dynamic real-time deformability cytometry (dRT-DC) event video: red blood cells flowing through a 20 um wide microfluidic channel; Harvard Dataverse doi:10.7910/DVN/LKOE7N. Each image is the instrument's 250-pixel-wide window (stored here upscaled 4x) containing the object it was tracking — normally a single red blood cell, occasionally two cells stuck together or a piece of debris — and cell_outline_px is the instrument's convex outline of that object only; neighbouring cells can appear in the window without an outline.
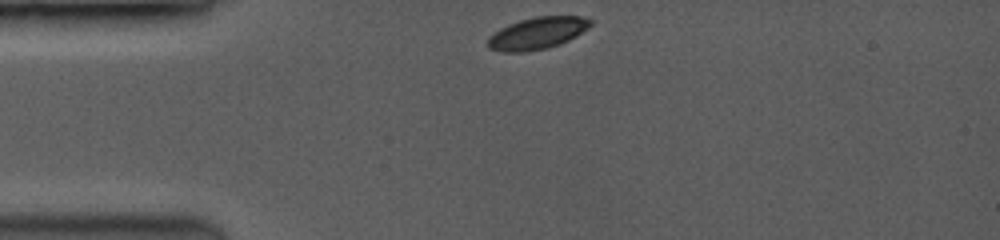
{"species": "common noctule bat (a hibernating species)", "species_latin": "Nyctalus noctula", "temperature_condition": "room temperature", "stored_images_in_passage": 17, "camera_frame_rate_fps": 3500, "um_per_image_px": 0.085, "animal": {"sex": "female", "body_mass_g": 19.0, "forearm_length_mm": 53.3}, "frame": {"image": 1, "passage_image": 1, "time_ms": 0.0, "image_size_px": [1000, 240], "cell_outline_px": [[592, 24], [588, 28], [568, 40], [544, 48], [520, 52], [504, 52], [488, 48], [488, 36], [500, 28], [508, 24], [520, 20], [536, 16], [580, 16], [592, 20]], "centroid_in_image_um": [45.64, 2.8], "position_along_channel_um": 39.4, "area_um2": 18.84}}
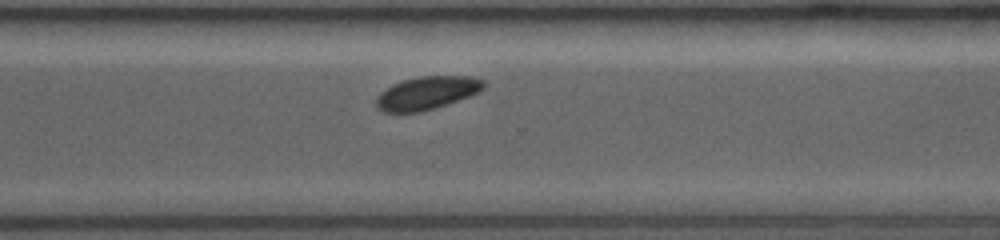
{"frame": {"image": 2, "passage_image": 13, "time_ms": 8.0, "image_size_px": [1000, 240], "cell_outline_px": [[484, 88], [468, 96], [420, 112], [384, 112], [376, 108], [376, 100], [380, 92], [404, 80], [424, 76], [468, 76], [484, 80]], "centroid_in_image_um": [36.26, 7.9], "position_along_channel_um": 334.3, "area_um2": 20.06}}
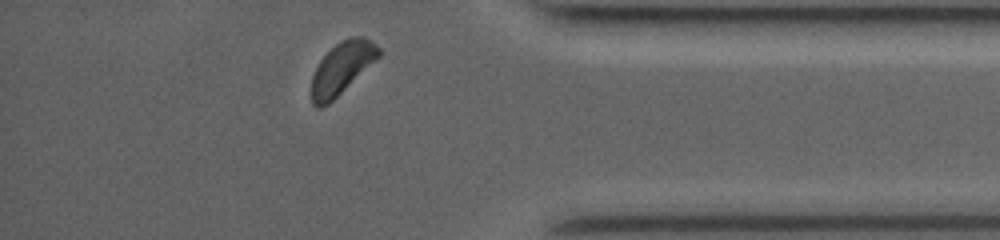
{"frame": {"image": 3, "passage_image": 16, "time_ms": 10.0, "image_size_px": [1000, 240], "cell_outline_px": [[380, 56], [328, 104], [320, 108], [316, 108], [312, 104], [312, 76], [320, 60], [340, 40], [352, 36], [364, 36], [376, 44], [380, 48]], "centroid_in_image_um": [29.06, 5.77], "position_along_channel_um": 406.1, "area_um2": 20.0}, "authors_computed_cell_mechanics": {"area_um2": 20.1722, "velocity_mm_per_s": 4.0417, "shape_relaxation_time_tau1_ms": 0.7414, "shape_relaxation_time_tau2_ms": 3.4141, "deformation_change_tau1": 0.0564, "deformation_change_tau2": 0.048}}